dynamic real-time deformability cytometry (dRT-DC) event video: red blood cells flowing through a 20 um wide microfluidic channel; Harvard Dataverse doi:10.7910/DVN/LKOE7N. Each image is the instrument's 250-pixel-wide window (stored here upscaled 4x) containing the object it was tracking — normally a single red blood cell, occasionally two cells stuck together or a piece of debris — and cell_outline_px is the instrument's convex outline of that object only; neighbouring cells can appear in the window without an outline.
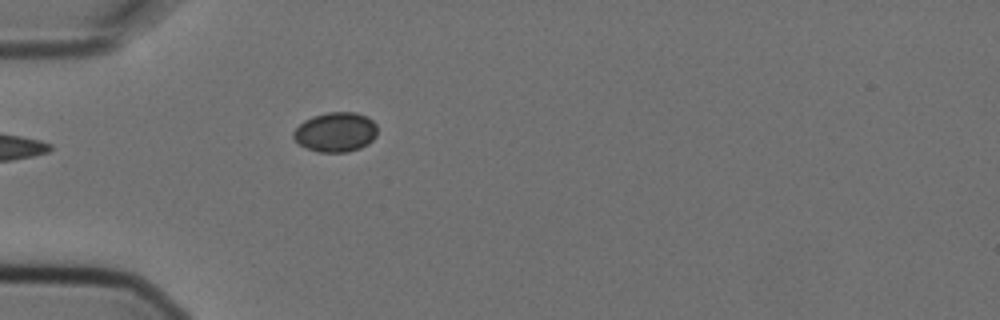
{"species": "Egyptian fruit bat (a non-hibernating species)", "species_latin": "Rousettus aegyptiacus", "temperature_condition": "cold", "stored_images_in_passage": 5, "camera_frame_rate_fps": 3000, "um_per_image_px": 0.085, "animal": {"sex": "female"}, "frame": {"image": 1, "passage_image": 5, "time_ms": 1.333, "image_size_px": [1000, 320], "cell_outline_px": [[376, 136], [368, 144], [360, 148], [348, 152], [316, 152], [300, 144], [292, 136], [292, 132], [304, 120], [312, 116], [328, 112], [356, 112], [368, 116], [376, 124]], "centroid_in_image_um": [28.54, 11.22], "position_along_channel_um": 56.5, "area_um2": 19.48}}